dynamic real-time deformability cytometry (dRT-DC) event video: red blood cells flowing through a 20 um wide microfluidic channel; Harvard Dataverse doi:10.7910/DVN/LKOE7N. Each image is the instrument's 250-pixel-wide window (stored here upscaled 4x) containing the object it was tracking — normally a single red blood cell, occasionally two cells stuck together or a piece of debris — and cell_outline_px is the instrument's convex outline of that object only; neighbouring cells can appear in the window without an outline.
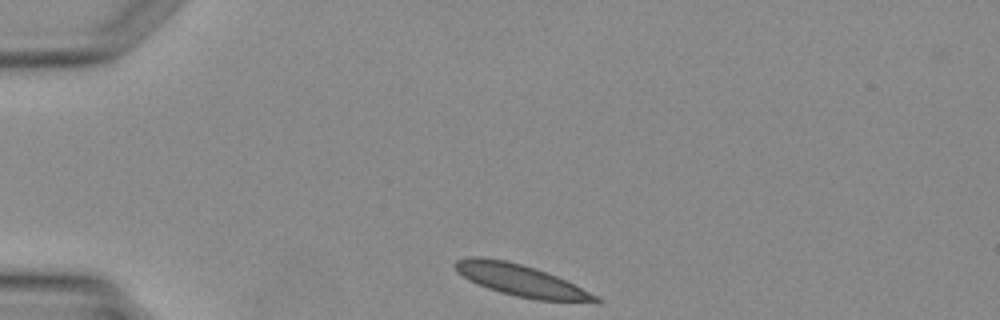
{"species": "Egyptian fruit bat (a non-hibernating species)", "species_latin": "Rousettus aegyptiacus", "temperature_condition": "warm", "stored_images_in_passage": 2, "camera_frame_rate_fps": 3000, "um_per_image_px": 0.085, "animal": {"sex": "female"}, "frame": {"image": 1, "passage_image": 1, "time_ms": 0.0, "image_size_px": [1000, 320], "cell_outline_px": [[600, 304], [536, 300], [516, 296], [500, 292], [488, 288], [468, 280], [456, 272], [456, 260], [472, 256], [480, 256], [504, 260], [536, 268], [556, 276], [596, 296], [600, 300]], "centroid_in_image_um": [44.29, 23.86], "position_along_channel_um": 40.7, "area_um2": 25.84}}